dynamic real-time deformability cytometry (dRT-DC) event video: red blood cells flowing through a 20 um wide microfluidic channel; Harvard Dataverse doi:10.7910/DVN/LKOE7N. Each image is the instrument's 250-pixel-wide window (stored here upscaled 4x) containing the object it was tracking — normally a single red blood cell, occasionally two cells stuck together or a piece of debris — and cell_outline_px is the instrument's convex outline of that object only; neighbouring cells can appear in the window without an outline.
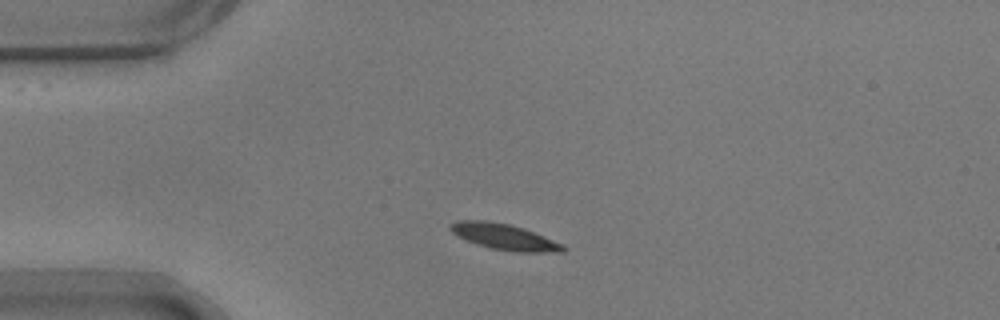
{"species": "common noctule bat (a hibernating species)", "species_latin": "Nyctalus noctula", "temperature_condition": "warm", "stored_images_in_passage": 43, "camera_frame_rate_fps": 3000, "um_per_image_px": 0.085, "animal": {"sex": "male", "body_mass_g": 17.9}, "frame": {"image": 1, "passage_image": 1, "time_ms": 0.0, "image_size_px": [1000, 320], "cell_outline_px": [[568, 248], [564, 252], [516, 252], [492, 248], [476, 244], [452, 232], [448, 228], [448, 224], [456, 220], [484, 220], [508, 224], [524, 228], [564, 244]], "centroid_in_image_um": [42.89, 20.12], "position_along_channel_um": 42.1, "area_um2": 17.05}}
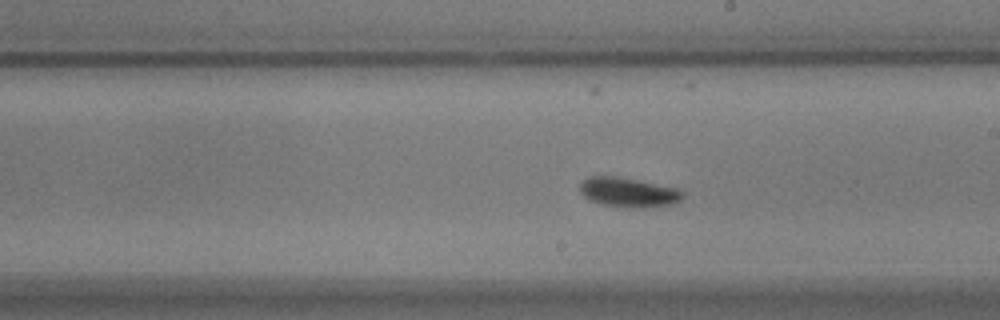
{"frame": {"image": 2, "passage_image": 19, "time_ms": 6.0, "image_size_px": [1000, 320], "cell_outline_px": [[684, 196], [680, 200], [672, 204], [644, 208], [636, 208], [600, 204], [588, 200], [580, 192], [580, 184], [588, 176], [616, 176], [680, 188], [684, 192]], "centroid_in_image_um": [53.43, 16.35], "position_along_channel_um": 235.6, "area_um2": 17.86}}
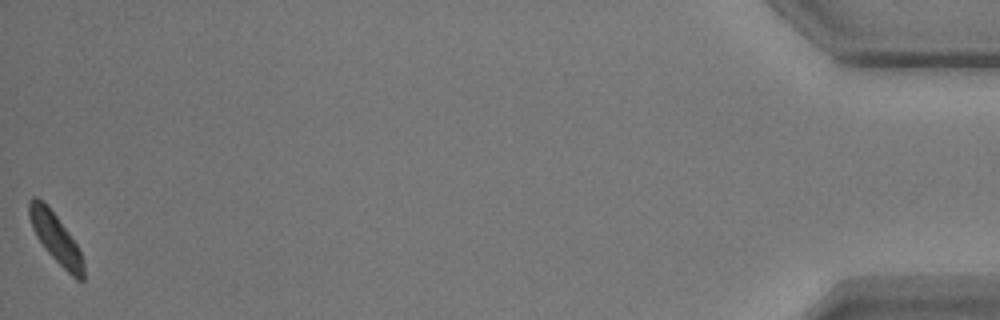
{"frame": {"image": 3, "passage_image": 43, "time_ms": 14.0, "image_size_px": [1000, 320], "cell_outline_px": [[84, 280], [76, 280], [48, 252], [36, 236], [32, 228], [28, 216], [28, 200], [32, 196], [36, 196], [56, 216], [68, 232], [76, 244], [84, 260]], "centroid_in_image_um": [4.72, 20.25], "position_along_channel_um": 430.5, "area_um2": 15.37}, "authors_computed_cell_mechanics": {"area_um2": 16.762, "velocity_mm_per_s": 3.6263, "shape_relaxation_time_tau1_ms": 2.355, "shape_relaxation_time_tau2_ms": null, "deformation_change_tau1": 0.1242, "deformation_change_tau2": null}}